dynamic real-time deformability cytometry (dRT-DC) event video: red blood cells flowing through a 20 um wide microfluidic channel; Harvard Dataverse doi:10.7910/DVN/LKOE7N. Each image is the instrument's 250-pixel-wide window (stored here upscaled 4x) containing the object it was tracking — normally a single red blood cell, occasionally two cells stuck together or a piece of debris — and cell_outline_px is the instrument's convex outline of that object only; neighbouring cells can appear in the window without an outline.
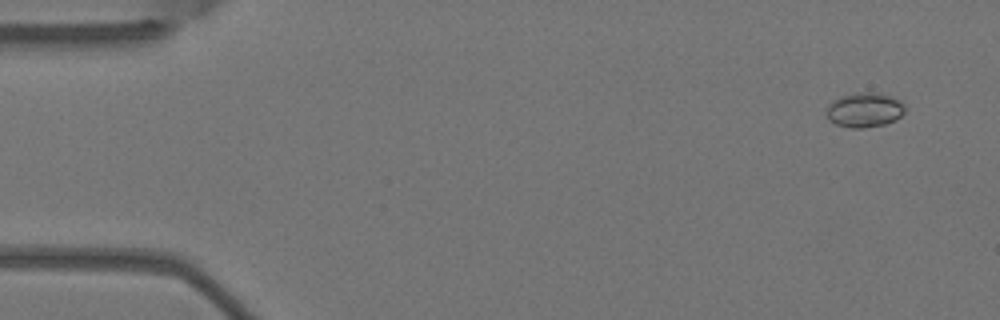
{"species": "Egyptian fruit bat (a non-hibernating species)", "species_latin": "Rousettus aegyptiacus", "temperature_condition": "warm", "stored_images_in_passage": 4, "camera_frame_rate_fps": 3000, "um_per_image_px": 0.085, "animal": {"sex": "female"}, "frame": {"image": 1, "passage_image": 1, "time_ms": 0.0, "image_size_px": [1000, 320], "cell_outline_px": [[904, 112], [896, 120], [884, 124], [864, 128], [852, 128], [836, 124], [828, 120], [824, 112], [828, 104], [832, 100], [840, 96], [856, 92], [876, 92], [900, 100], [904, 104]], "centroid_in_image_um": [73.43, 9.34], "position_along_channel_um": 11.6, "area_um2": 16.07}}
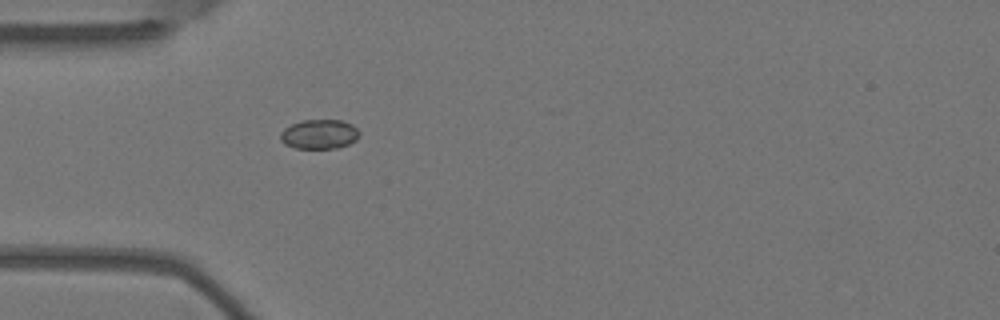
{"frame": {"image": 2, "passage_image": 4, "time_ms": 1.0, "image_size_px": [1000, 320], "cell_outline_px": [[360, 136], [356, 140], [348, 144], [336, 148], [296, 148], [284, 144], [280, 140], [280, 132], [284, 128], [292, 124], [304, 120], [344, 120], [352, 124], [360, 132]], "centroid_in_image_um": [27.15, 11.4], "position_along_channel_um": 57.9, "area_um2": 13.64}}